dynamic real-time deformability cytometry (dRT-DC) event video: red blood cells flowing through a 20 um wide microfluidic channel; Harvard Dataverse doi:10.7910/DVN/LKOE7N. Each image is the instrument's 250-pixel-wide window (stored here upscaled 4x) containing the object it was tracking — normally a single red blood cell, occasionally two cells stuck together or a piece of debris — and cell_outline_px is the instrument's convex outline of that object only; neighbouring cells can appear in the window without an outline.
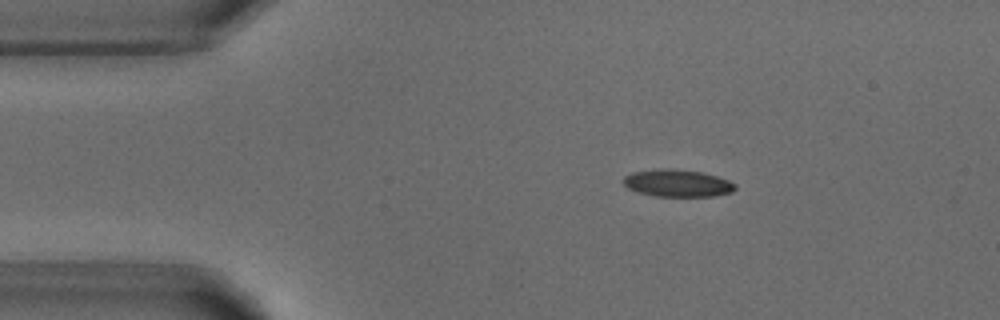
{"species": "common noctule bat (a hibernating species)", "species_latin": "Nyctalus noctula", "temperature_condition": "warm", "stored_images_in_passage": 4, "camera_frame_rate_fps": 3000, "um_per_image_px": 0.085, "animal": {"sex": "male", "body_mass_g": 18.8}, "frame": {"image": 1, "passage_image": 2, "time_ms": 1.333, "image_size_px": [1000, 320], "cell_outline_px": [[736, 188], [732, 192], [716, 196], [656, 196], [640, 192], [628, 188], [624, 184], [624, 176], [632, 172], [660, 168], [664, 168], [700, 172], [716, 176], [728, 180], [736, 184]], "centroid_in_image_um": [57.6, 15.57], "position_along_channel_um": 27.4, "area_um2": 17.57}}
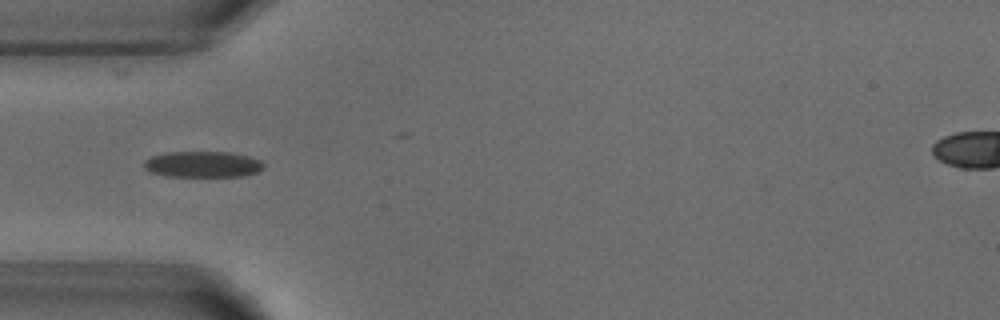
{"frame": {"image": 2, "passage_image": 4, "time_ms": 3.667, "image_size_px": [1000, 320], "cell_outline_px": [[264, 168], [260, 172], [244, 176], [164, 176], [152, 172], [144, 168], [144, 160], [152, 156], [168, 152], [228, 152], [248, 156], [260, 160], [264, 164]], "centroid_in_image_um": [17.26, 13.97], "position_along_channel_um": 67.7, "area_um2": 18.21}}